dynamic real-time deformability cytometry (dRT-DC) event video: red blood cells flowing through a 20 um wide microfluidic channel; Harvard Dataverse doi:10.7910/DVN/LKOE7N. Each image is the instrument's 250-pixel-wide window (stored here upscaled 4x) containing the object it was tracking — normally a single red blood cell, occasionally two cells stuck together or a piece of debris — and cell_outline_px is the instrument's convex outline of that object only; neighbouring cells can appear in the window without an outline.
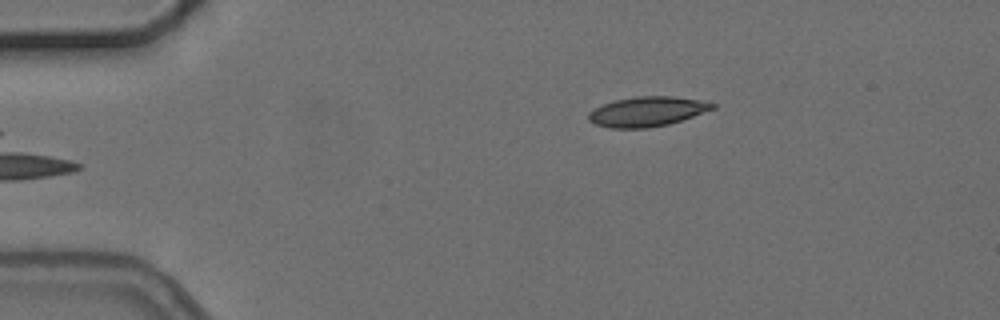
{"species": "common noctule bat (a hibernating species)", "species_latin": "Nyctalus noctula", "temperature_condition": "cold", "stored_images_in_passage": 5, "camera_frame_rate_fps": 3000, "um_per_image_px": 0.085, "animal": {"sex": "female", "body_mass_g": 24.6, "forearm_length_mm": 56.2}, "frame": {"image": 1, "passage_image": 5, "time_ms": 5.333, "image_size_px": [1000, 320], "cell_outline_px": [[716, 108], [668, 124], [648, 128], [608, 128], [596, 124], [588, 120], [588, 112], [604, 104], [616, 100], [636, 96], [672, 96], [696, 100], [716, 104]], "centroid_in_image_um": [54.97, 9.49], "position_along_channel_um": 30.0, "area_um2": 21.21}}